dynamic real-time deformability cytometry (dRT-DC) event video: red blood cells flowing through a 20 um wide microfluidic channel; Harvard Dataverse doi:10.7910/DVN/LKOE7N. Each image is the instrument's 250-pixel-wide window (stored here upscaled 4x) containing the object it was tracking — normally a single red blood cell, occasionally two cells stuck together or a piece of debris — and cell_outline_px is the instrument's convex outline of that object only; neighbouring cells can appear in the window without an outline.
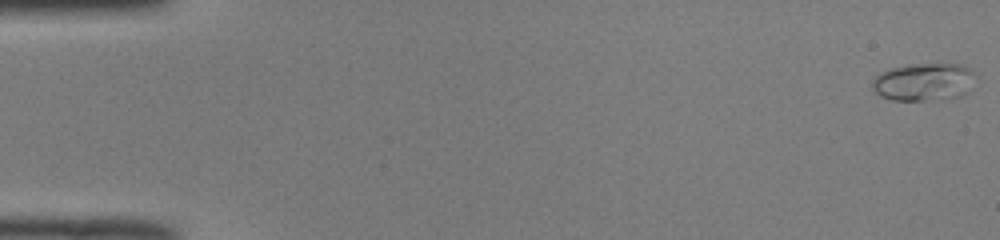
{"species": "common noctule bat (a hibernating species)", "species_latin": "Nyctalus noctula", "temperature_condition": "room temperature", "stored_images_in_passage": 51, "camera_frame_rate_fps": 3000, "um_per_image_px": 0.085, "animal": {"sex": "male", "body_mass_g": 19.0, "forearm_length_mm": 50.8}, "frame": {"image": 1, "passage_image": 1, "time_ms": 0.0, "image_size_px": [1000, 240], "cell_outline_px": [[976, 76], [968, 92], [952, 100], [892, 100], [880, 96], [872, 92], [872, 80], [880, 72], [892, 68], [912, 64], [960, 64], [968, 68]], "centroid_in_image_um": [78.52, 6.99], "position_along_channel_um": 6.5, "area_um2": 23.06}}
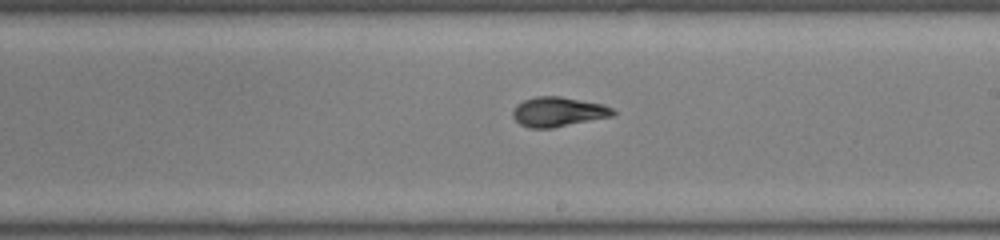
{"frame": {"image": 2, "passage_image": 30, "time_ms": 9.667, "image_size_px": [1000, 240], "cell_outline_px": [[616, 112], [612, 116], [552, 128], [528, 128], [520, 124], [512, 116], [512, 112], [516, 104], [524, 100], [536, 96], [560, 96], [604, 104], [612, 108]], "centroid_in_image_um": [47.43, 9.5], "position_along_channel_um": 241.6, "area_um2": 17.34}}
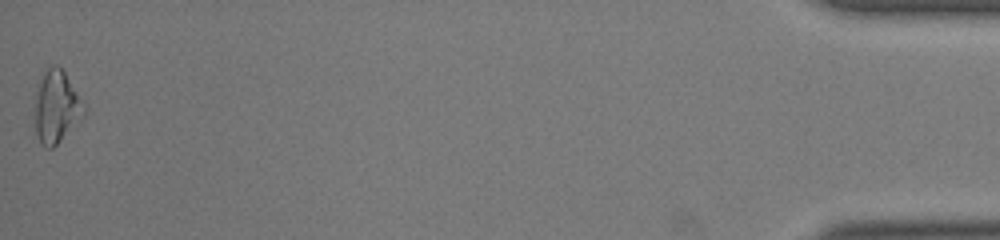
{"frame": {"image": 3, "passage_image": 51, "time_ms": 16.667, "image_size_px": [1000, 240], "cell_outline_px": [[88, 108], [84, 116], [52, 148], [44, 148], [40, 144], [36, 136], [36, 84], [44, 72], [52, 64], [56, 64], [64, 72]], "centroid_in_image_um": [4.8, 9.07], "position_along_channel_um": 430.4, "area_um2": 20.75}, "authors_computed_cell_mechanics": {"area_um2": 17.4556, "velocity_mm_per_s": 4.0461, "shape_relaxation_time_tau1_ms": null, "shape_relaxation_time_tau2_ms": 1.3784, "deformation_change_tau1": null, "deformation_change_tau2": 0.0745}}